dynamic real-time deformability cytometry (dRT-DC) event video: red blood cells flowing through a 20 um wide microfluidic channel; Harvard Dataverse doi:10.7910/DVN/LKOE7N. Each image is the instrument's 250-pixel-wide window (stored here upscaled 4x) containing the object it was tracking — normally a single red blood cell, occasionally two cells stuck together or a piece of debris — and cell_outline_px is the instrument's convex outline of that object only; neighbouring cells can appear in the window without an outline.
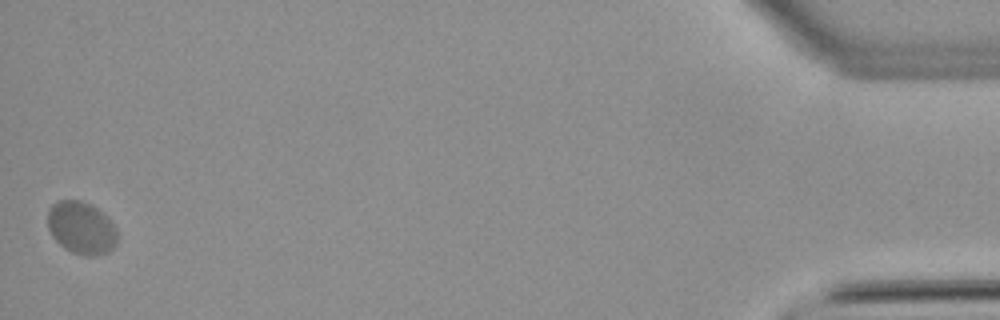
{"species": "common noctule bat (a hibernating species)", "species_latin": "Nyctalus noctula", "temperature_condition": "warm", "stored_images_in_passage": 55, "camera_frame_rate_fps": 3000, "um_per_image_px": 0.085, "animal": {"sex": "male", "body_mass_g": 21.5, "forearm_length_mm": 52.0}, "frame": {"image": 1, "passage_image": 55, "time_ms": 18.0, "image_size_px": [1000, 320], "cell_outline_px": [[120, 236], [116, 244], [108, 252], [96, 256], [88, 256], [72, 252], [64, 248], [52, 236], [48, 228], [48, 208], [56, 200], [80, 200], [92, 204], [116, 228]], "centroid_in_image_um": [6.91, 19.37], "position_along_channel_um": 428.3, "area_um2": 21.44}, "authors_computed_cell_mechanics": {"area_um2": 20.5768, "velocity_mm_per_s": 3.6884, "shape_relaxation_time_tau1_ms": null, "shape_relaxation_time_tau2_ms": 2.8405, "deformation_change_tau1": null, "deformation_change_tau2": 0.0257}}